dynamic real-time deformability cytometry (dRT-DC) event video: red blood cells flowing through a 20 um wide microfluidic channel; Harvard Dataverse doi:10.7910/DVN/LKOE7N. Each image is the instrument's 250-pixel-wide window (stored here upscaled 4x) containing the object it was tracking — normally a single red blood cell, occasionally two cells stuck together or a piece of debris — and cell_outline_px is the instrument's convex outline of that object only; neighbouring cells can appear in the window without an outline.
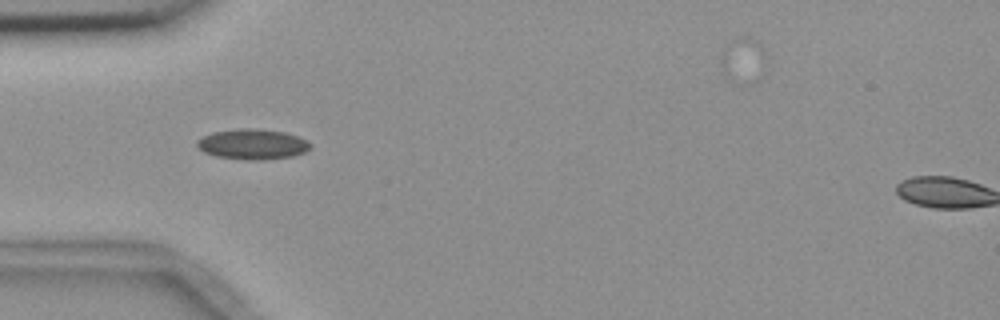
{"species": "common noctule bat (a hibernating species)", "species_latin": "Nyctalus noctula", "temperature_condition": "room temperature", "stored_images_in_passage": 2, "camera_frame_rate_fps": 3000, "um_per_image_px": 0.085, "animal": {"sex": "female", "body_mass_g": 18.4}, "frame": {"image": 1, "passage_image": 1, "time_ms": 0.0, "image_size_px": [1000, 320], "cell_outline_px": [[312, 144], [304, 152], [292, 156], [264, 160], [244, 160], [216, 156], [204, 152], [196, 148], [196, 140], [212, 132], [240, 128], [252, 128], [284, 132], [296, 136]], "centroid_in_image_um": [21.4, 12.26], "position_along_channel_um": 63.6, "area_um2": 20.0}}